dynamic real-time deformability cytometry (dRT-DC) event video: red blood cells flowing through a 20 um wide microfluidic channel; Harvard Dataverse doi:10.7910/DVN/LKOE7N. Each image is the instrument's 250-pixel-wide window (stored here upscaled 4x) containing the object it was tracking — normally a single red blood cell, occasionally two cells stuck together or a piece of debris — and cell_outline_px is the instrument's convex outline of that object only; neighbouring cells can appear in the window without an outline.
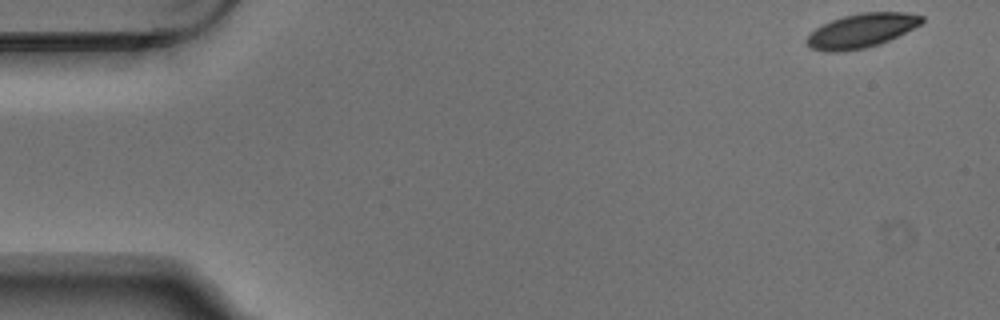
{"species": "Egyptian fruit bat (a non-hibernating species)", "species_latin": "Rousettus aegyptiacus", "temperature_condition": "warm", "stored_images_in_passage": 6, "camera_frame_rate_fps": 3000, "um_per_image_px": 0.085, "animal": {"sex": "male"}, "frame": {"image": 1, "passage_image": 1, "time_ms": 0.0, "image_size_px": [1000, 320], "cell_outline_px": [[924, 20], [920, 24], [880, 44], [864, 48], [844, 52], [824, 52], [812, 48], [804, 40], [816, 28], [832, 20], [844, 16], [860, 12], [904, 12], [924, 16]], "centroid_in_image_um": [73.2, 2.61], "position_along_channel_um": 11.8, "area_um2": 22.66}}
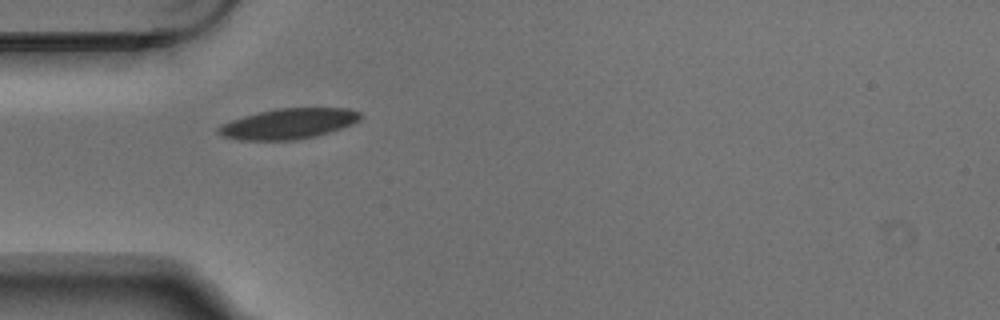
{"frame": {"image": 2, "passage_image": 5, "time_ms": 1.333, "image_size_px": [1000, 320], "cell_outline_px": [[364, 116], [360, 120], [352, 124], [316, 136], [292, 140], [240, 140], [220, 136], [216, 132], [216, 128], [232, 120], [244, 116], [276, 108], [348, 108], [360, 112]], "centroid_in_image_um": [24.53, 10.51], "position_along_channel_um": 60.5, "area_um2": 25.14}}
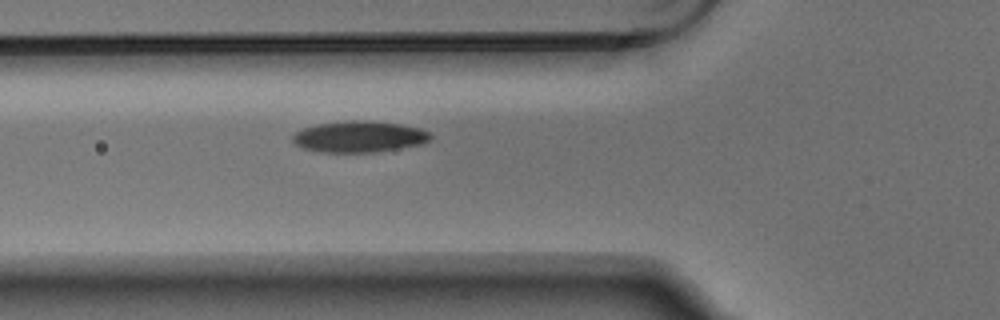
{"frame": {"image": 3, "passage_image": 6, "time_ms": 1.667, "image_size_px": [1000, 320], "cell_outline_px": [[432, 136], [424, 144], [376, 152], [320, 152], [304, 148], [292, 144], [292, 136], [296, 132], [304, 128], [320, 124], [352, 120], [368, 120], [400, 124], [420, 128], [428, 132]], "centroid_in_image_um": [30.53, 11.62], "position_along_channel_um": 95.3, "area_um2": 25.09}}